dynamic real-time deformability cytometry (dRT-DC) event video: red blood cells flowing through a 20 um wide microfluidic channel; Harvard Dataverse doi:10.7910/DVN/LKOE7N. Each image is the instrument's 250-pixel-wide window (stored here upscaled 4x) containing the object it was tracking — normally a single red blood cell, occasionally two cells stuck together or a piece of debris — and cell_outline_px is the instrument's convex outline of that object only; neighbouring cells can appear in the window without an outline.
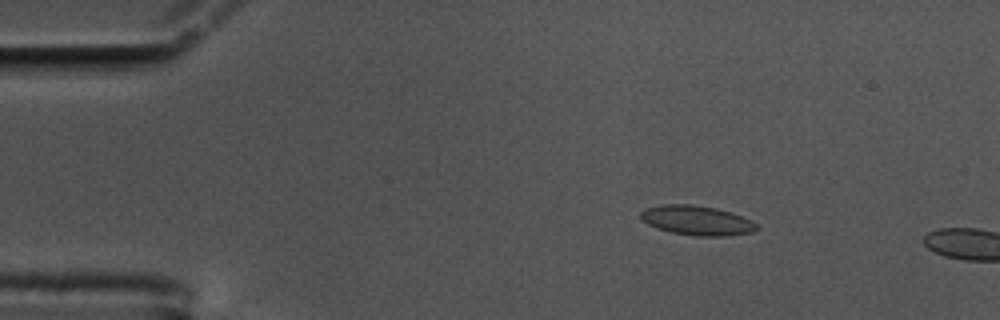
{"species": "common noctule bat (a hibernating species)", "species_latin": "Nyctalus noctula", "temperature_condition": "cold", "stored_images_in_passage": 13, "camera_frame_rate_fps": 3000, "um_per_image_px": 0.085, "animal": {"sex": "male", "body_mass_g": 17.5, "forearm_length_mm": 52.3}, "frame": {"image": 1, "passage_image": 10, "time_ms": 3.0, "image_size_px": [1000, 320], "cell_outline_px": [[760, 228], [752, 232], [728, 236], [696, 236], [672, 232], [656, 228], [648, 224], [640, 216], [640, 212], [644, 208], [660, 204], [692, 204], [716, 208], [752, 220]], "centroid_in_image_um": [59.22, 18.73], "position_along_channel_um": 25.8, "area_um2": 20.0}}